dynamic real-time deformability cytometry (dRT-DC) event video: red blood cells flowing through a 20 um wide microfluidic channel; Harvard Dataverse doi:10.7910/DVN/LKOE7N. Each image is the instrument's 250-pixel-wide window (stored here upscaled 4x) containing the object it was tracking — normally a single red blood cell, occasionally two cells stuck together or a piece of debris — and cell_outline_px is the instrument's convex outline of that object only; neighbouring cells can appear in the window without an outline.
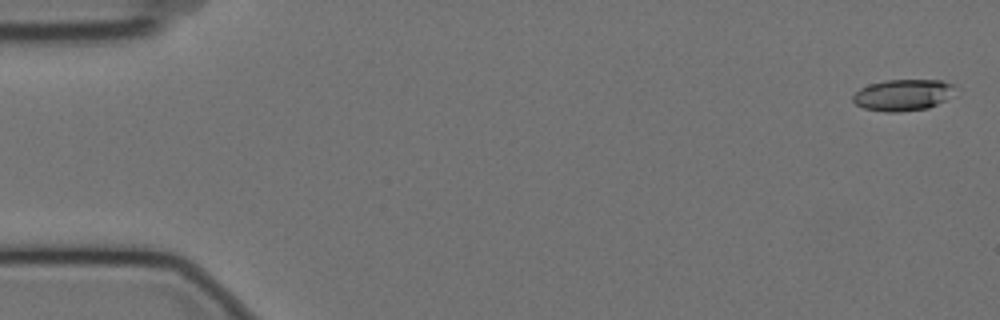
{"species": "Egyptian fruit bat (a non-hibernating species)", "species_latin": "Rousettus aegyptiacus", "temperature_condition": "cold", "stored_images_in_passage": 58, "camera_frame_rate_fps": 3000, "um_per_image_px": 0.085, "animal": {"sex": "female"}, "frame": {"image": 1, "passage_image": 2, "time_ms": 0.333, "image_size_px": [1000, 320], "cell_outline_px": [[956, 84], [944, 100], [928, 108], [900, 112], [884, 112], [864, 108], [856, 104], [852, 100], [852, 96], [860, 88], [868, 84], [884, 80], [940, 80]], "centroid_in_image_um": [76.68, 8.07], "position_along_channel_um": 8.3, "area_um2": 18.55}}
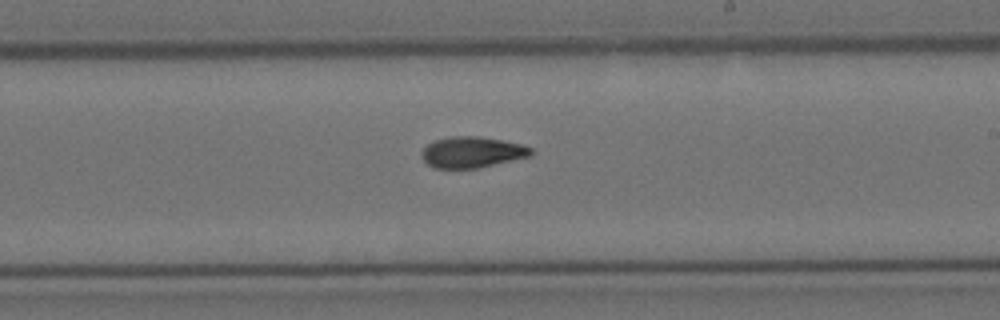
{"frame": {"image": 2, "passage_image": 34, "time_ms": 11.0, "image_size_px": [1000, 320], "cell_outline_px": [[536, 152], [532, 156], [476, 168], [432, 168], [420, 156], [420, 152], [432, 140], [452, 136], [480, 136], [504, 140], [524, 144], [532, 148]], "centroid_in_image_um": [40.15, 12.92], "position_along_channel_um": 248.8, "area_um2": 20.11}}
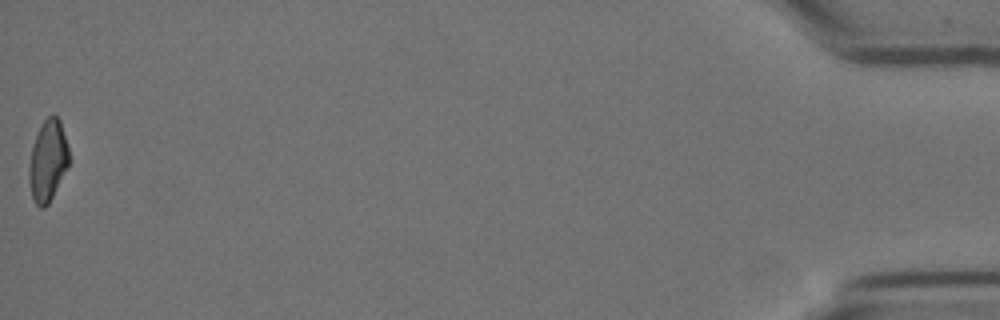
{"frame": {"image": 3, "passage_image": 58, "time_ms": 19.0, "image_size_px": [1000, 320], "cell_outline_px": [[68, 168], [48, 204], [44, 208], [40, 208], [36, 204], [32, 196], [28, 180], [28, 172], [32, 144], [44, 120], [52, 112], [60, 120], [68, 148]], "centroid_in_image_um": [4.05, 13.67], "position_along_channel_um": 431.1, "area_um2": 18.84}, "authors_computed_cell_mechanics": {"area_um2": 19.5364, "velocity_mm_per_s": 3.5194, "shape_relaxation_time_tau1_ms": 6.6374, "shape_relaxation_time_tau2_ms": 3.9058, "deformation_change_tau1": 0.2111, "deformation_change_tau2": 0.1012}}